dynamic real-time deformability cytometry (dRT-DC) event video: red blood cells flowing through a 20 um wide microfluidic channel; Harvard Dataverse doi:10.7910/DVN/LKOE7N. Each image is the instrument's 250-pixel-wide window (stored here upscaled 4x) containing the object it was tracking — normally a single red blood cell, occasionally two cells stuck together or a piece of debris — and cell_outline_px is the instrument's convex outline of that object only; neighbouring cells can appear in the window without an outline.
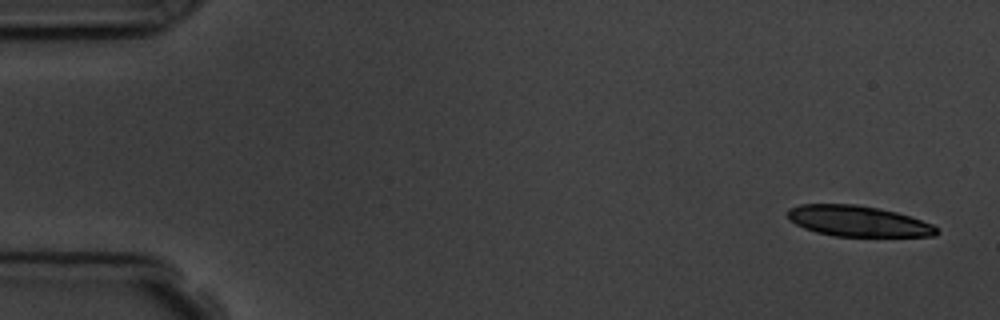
{"species": "common noctule bat (a hibernating species)", "species_latin": "Nyctalus noctula", "temperature_condition": "room temperature", "stored_images_in_passage": 4, "camera_frame_rate_fps": 3000, "um_per_image_px": 0.085, "animal": {"sex": "male", "body_mass_g": 19.5, "forearm_length_mm": 54.6}, "frame": {"image": 1, "passage_image": 1, "time_ms": 0.0, "image_size_px": [1000, 320], "cell_outline_px": [[940, 232], [936, 236], [832, 236], [816, 232], [804, 228], [788, 220], [788, 208], [800, 204], [856, 204], [880, 208], [896, 212], [932, 224]], "centroid_in_image_um": [72.9, 18.79], "position_along_channel_um": 12.1, "area_um2": 26.7}}